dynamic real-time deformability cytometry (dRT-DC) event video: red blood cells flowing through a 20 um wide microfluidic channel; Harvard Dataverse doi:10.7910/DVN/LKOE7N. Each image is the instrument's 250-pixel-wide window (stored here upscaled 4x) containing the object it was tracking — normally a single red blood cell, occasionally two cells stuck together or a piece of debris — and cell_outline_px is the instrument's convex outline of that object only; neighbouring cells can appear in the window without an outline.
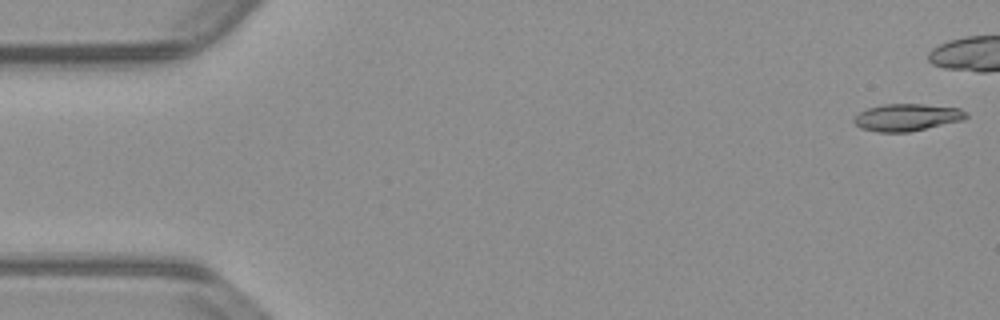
{"species": "common noctule bat (a hibernating species)", "species_latin": "Nyctalus noctula", "temperature_condition": "warm", "stored_images_in_passage": 42, "camera_frame_rate_fps": 3000, "um_per_image_px": 0.085, "animal": {"sex": "male", "body_mass_g": 23.1, "forearm_length_mm": 52.7}, "frame": {"image": 1, "passage_image": 1, "time_ms": 0.0, "image_size_px": [1000, 320], "cell_outline_px": [[968, 116], [964, 120], [908, 132], [876, 132], [860, 128], [852, 120], [860, 112], [868, 108], [884, 104], [924, 104], [960, 108], [968, 112]], "centroid_in_image_um": [77.12, 9.97], "position_along_channel_um": 7.9, "area_um2": 17.8}}
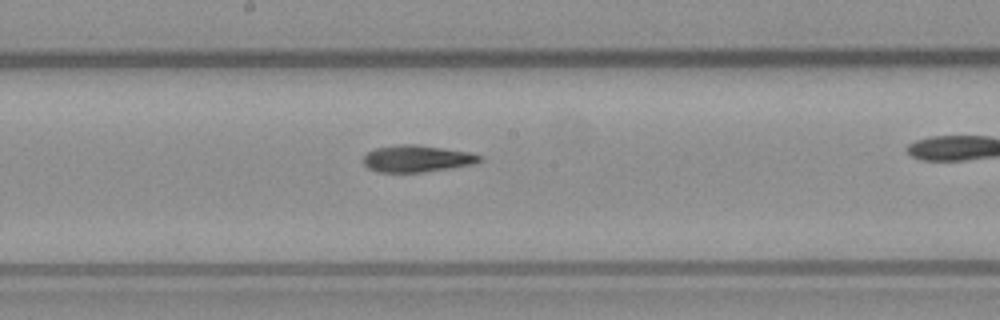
{"frame": {"image": 2, "passage_image": 28, "time_ms": 9.0, "image_size_px": [1000, 320], "cell_outline_px": [[484, 160], [476, 164], [420, 172], [376, 172], [368, 168], [364, 164], [364, 156], [368, 152], [376, 148], [396, 144], [416, 144], [468, 152], [484, 156]], "centroid_in_image_um": [35.46, 13.48], "position_along_channel_um": 212.7, "area_um2": 18.21}}
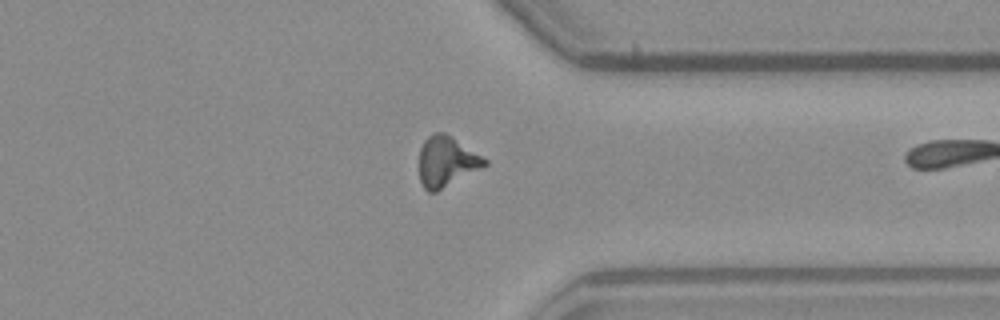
{"frame": {"image": 3, "passage_image": 41, "time_ms": 13.333, "image_size_px": [1000, 320], "cell_outline_px": [[488, 164], [436, 192], [428, 192], [424, 188], [420, 180], [420, 148], [424, 140], [428, 136], [436, 132], [444, 132], [488, 160]], "centroid_in_image_um": [37.93, 13.73], "position_along_channel_um": 373.5, "area_um2": 18.84}}